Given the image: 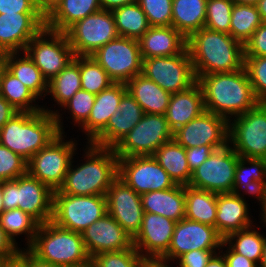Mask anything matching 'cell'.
<instances>
[{"label":"cell","instance_id":"obj_56","mask_svg":"<svg viewBox=\"0 0 266 267\" xmlns=\"http://www.w3.org/2000/svg\"><path fill=\"white\" fill-rule=\"evenodd\" d=\"M18 111L0 95V129L10 120Z\"/></svg>","mask_w":266,"mask_h":267},{"label":"cell","instance_id":"obj_22","mask_svg":"<svg viewBox=\"0 0 266 267\" xmlns=\"http://www.w3.org/2000/svg\"><path fill=\"white\" fill-rule=\"evenodd\" d=\"M177 222L144 212L140 230L132 239L134 248L144 257H162L169 249Z\"/></svg>","mask_w":266,"mask_h":267},{"label":"cell","instance_id":"obj_55","mask_svg":"<svg viewBox=\"0 0 266 267\" xmlns=\"http://www.w3.org/2000/svg\"><path fill=\"white\" fill-rule=\"evenodd\" d=\"M2 267H28V249L23 246L14 256L6 258Z\"/></svg>","mask_w":266,"mask_h":267},{"label":"cell","instance_id":"obj_39","mask_svg":"<svg viewBox=\"0 0 266 267\" xmlns=\"http://www.w3.org/2000/svg\"><path fill=\"white\" fill-rule=\"evenodd\" d=\"M0 226L11 240L19 246L22 245L18 244L16 239L24 236V246L27 249L32 244L40 223L30 214L16 208L2 211L0 214Z\"/></svg>","mask_w":266,"mask_h":267},{"label":"cell","instance_id":"obj_50","mask_svg":"<svg viewBox=\"0 0 266 267\" xmlns=\"http://www.w3.org/2000/svg\"><path fill=\"white\" fill-rule=\"evenodd\" d=\"M245 56H266V22L254 31L244 44Z\"/></svg>","mask_w":266,"mask_h":267},{"label":"cell","instance_id":"obj_60","mask_svg":"<svg viewBox=\"0 0 266 267\" xmlns=\"http://www.w3.org/2000/svg\"><path fill=\"white\" fill-rule=\"evenodd\" d=\"M28 267H59V266L38 259L28 250Z\"/></svg>","mask_w":266,"mask_h":267},{"label":"cell","instance_id":"obj_1","mask_svg":"<svg viewBox=\"0 0 266 267\" xmlns=\"http://www.w3.org/2000/svg\"><path fill=\"white\" fill-rule=\"evenodd\" d=\"M82 146L85 147L82 149L83 154L80 153L83 159L73 156L59 191L70 195L105 196L118 177V157L114 148L98 147L90 143Z\"/></svg>","mask_w":266,"mask_h":267},{"label":"cell","instance_id":"obj_29","mask_svg":"<svg viewBox=\"0 0 266 267\" xmlns=\"http://www.w3.org/2000/svg\"><path fill=\"white\" fill-rule=\"evenodd\" d=\"M144 212L164 216L175 222L185 218V186L156 190L140 195Z\"/></svg>","mask_w":266,"mask_h":267},{"label":"cell","instance_id":"obj_13","mask_svg":"<svg viewBox=\"0 0 266 267\" xmlns=\"http://www.w3.org/2000/svg\"><path fill=\"white\" fill-rule=\"evenodd\" d=\"M65 33L75 56H91L119 37L112 12L104 9L77 21Z\"/></svg>","mask_w":266,"mask_h":267},{"label":"cell","instance_id":"obj_40","mask_svg":"<svg viewBox=\"0 0 266 267\" xmlns=\"http://www.w3.org/2000/svg\"><path fill=\"white\" fill-rule=\"evenodd\" d=\"M111 12L120 37L139 40L151 27L138 2L123 5Z\"/></svg>","mask_w":266,"mask_h":267},{"label":"cell","instance_id":"obj_26","mask_svg":"<svg viewBox=\"0 0 266 267\" xmlns=\"http://www.w3.org/2000/svg\"><path fill=\"white\" fill-rule=\"evenodd\" d=\"M138 41L142 59L175 56L186 48L187 43L173 26H151Z\"/></svg>","mask_w":266,"mask_h":267},{"label":"cell","instance_id":"obj_2","mask_svg":"<svg viewBox=\"0 0 266 267\" xmlns=\"http://www.w3.org/2000/svg\"><path fill=\"white\" fill-rule=\"evenodd\" d=\"M186 47L196 79L201 75L229 73L244 68V44L227 33L203 27L187 38Z\"/></svg>","mask_w":266,"mask_h":267},{"label":"cell","instance_id":"obj_20","mask_svg":"<svg viewBox=\"0 0 266 267\" xmlns=\"http://www.w3.org/2000/svg\"><path fill=\"white\" fill-rule=\"evenodd\" d=\"M44 27L45 16L42 13L0 14V55L24 52Z\"/></svg>","mask_w":266,"mask_h":267},{"label":"cell","instance_id":"obj_52","mask_svg":"<svg viewBox=\"0 0 266 267\" xmlns=\"http://www.w3.org/2000/svg\"><path fill=\"white\" fill-rule=\"evenodd\" d=\"M226 145H202L186 149V158L191 172L200 166L213 152V150L225 147Z\"/></svg>","mask_w":266,"mask_h":267},{"label":"cell","instance_id":"obj_34","mask_svg":"<svg viewBox=\"0 0 266 267\" xmlns=\"http://www.w3.org/2000/svg\"><path fill=\"white\" fill-rule=\"evenodd\" d=\"M207 0H173L172 26L186 39L205 26Z\"/></svg>","mask_w":266,"mask_h":267},{"label":"cell","instance_id":"obj_38","mask_svg":"<svg viewBox=\"0 0 266 267\" xmlns=\"http://www.w3.org/2000/svg\"><path fill=\"white\" fill-rule=\"evenodd\" d=\"M250 226L240 231L230 233L224 238V242L236 253H239L258 266L262 259L266 234L259 231L260 225ZM262 233V234H261Z\"/></svg>","mask_w":266,"mask_h":267},{"label":"cell","instance_id":"obj_37","mask_svg":"<svg viewBox=\"0 0 266 267\" xmlns=\"http://www.w3.org/2000/svg\"><path fill=\"white\" fill-rule=\"evenodd\" d=\"M0 95L18 112L43 110V104H38L41 100L5 67L0 79Z\"/></svg>","mask_w":266,"mask_h":267},{"label":"cell","instance_id":"obj_48","mask_svg":"<svg viewBox=\"0 0 266 267\" xmlns=\"http://www.w3.org/2000/svg\"><path fill=\"white\" fill-rule=\"evenodd\" d=\"M27 173V161L0 144V181L14 180Z\"/></svg>","mask_w":266,"mask_h":267},{"label":"cell","instance_id":"obj_25","mask_svg":"<svg viewBox=\"0 0 266 267\" xmlns=\"http://www.w3.org/2000/svg\"><path fill=\"white\" fill-rule=\"evenodd\" d=\"M126 92L125 83H113L96 95L88 120L79 128L86 137L85 143H90L106 127Z\"/></svg>","mask_w":266,"mask_h":267},{"label":"cell","instance_id":"obj_42","mask_svg":"<svg viewBox=\"0 0 266 267\" xmlns=\"http://www.w3.org/2000/svg\"><path fill=\"white\" fill-rule=\"evenodd\" d=\"M262 22L256 5L234 4L230 19V35L245 44Z\"/></svg>","mask_w":266,"mask_h":267},{"label":"cell","instance_id":"obj_28","mask_svg":"<svg viewBox=\"0 0 266 267\" xmlns=\"http://www.w3.org/2000/svg\"><path fill=\"white\" fill-rule=\"evenodd\" d=\"M204 111L203 91L196 82L187 90L171 94L165 117L174 132Z\"/></svg>","mask_w":266,"mask_h":267},{"label":"cell","instance_id":"obj_27","mask_svg":"<svg viewBox=\"0 0 266 267\" xmlns=\"http://www.w3.org/2000/svg\"><path fill=\"white\" fill-rule=\"evenodd\" d=\"M231 193L244 198L248 194L259 203L266 194V159L240 157Z\"/></svg>","mask_w":266,"mask_h":267},{"label":"cell","instance_id":"obj_16","mask_svg":"<svg viewBox=\"0 0 266 267\" xmlns=\"http://www.w3.org/2000/svg\"><path fill=\"white\" fill-rule=\"evenodd\" d=\"M118 177L140 195L176 185L153 156L118 158Z\"/></svg>","mask_w":266,"mask_h":267},{"label":"cell","instance_id":"obj_30","mask_svg":"<svg viewBox=\"0 0 266 267\" xmlns=\"http://www.w3.org/2000/svg\"><path fill=\"white\" fill-rule=\"evenodd\" d=\"M5 68L29 88L43 103L48 93V81L33 60L24 52L2 54Z\"/></svg>","mask_w":266,"mask_h":267},{"label":"cell","instance_id":"obj_36","mask_svg":"<svg viewBox=\"0 0 266 267\" xmlns=\"http://www.w3.org/2000/svg\"><path fill=\"white\" fill-rule=\"evenodd\" d=\"M217 193L185 186V218L215 227Z\"/></svg>","mask_w":266,"mask_h":267},{"label":"cell","instance_id":"obj_3","mask_svg":"<svg viewBox=\"0 0 266 267\" xmlns=\"http://www.w3.org/2000/svg\"><path fill=\"white\" fill-rule=\"evenodd\" d=\"M197 82L203 91L205 110L228 121L260 103L245 68L229 73L201 75Z\"/></svg>","mask_w":266,"mask_h":267},{"label":"cell","instance_id":"obj_65","mask_svg":"<svg viewBox=\"0 0 266 267\" xmlns=\"http://www.w3.org/2000/svg\"><path fill=\"white\" fill-rule=\"evenodd\" d=\"M259 267H266V238H265V243L263 247L262 259L259 264Z\"/></svg>","mask_w":266,"mask_h":267},{"label":"cell","instance_id":"obj_59","mask_svg":"<svg viewBox=\"0 0 266 267\" xmlns=\"http://www.w3.org/2000/svg\"><path fill=\"white\" fill-rule=\"evenodd\" d=\"M62 0H36L41 13L46 16Z\"/></svg>","mask_w":266,"mask_h":267},{"label":"cell","instance_id":"obj_66","mask_svg":"<svg viewBox=\"0 0 266 267\" xmlns=\"http://www.w3.org/2000/svg\"><path fill=\"white\" fill-rule=\"evenodd\" d=\"M4 210L3 203H2V181H0V214Z\"/></svg>","mask_w":266,"mask_h":267},{"label":"cell","instance_id":"obj_43","mask_svg":"<svg viewBox=\"0 0 266 267\" xmlns=\"http://www.w3.org/2000/svg\"><path fill=\"white\" fill-rule=\"evenodd\" d=\"M81 87L95 95L110 87L114 81L92 56H79Z\"/></svg>","mask_w":266,"mask_h":267},{"label":"cell","instance_id":"obj_51","mask_svg":"<svg viewBox=\"0 0 266 267\" xmlns=\"http://www.w3.org/2000/svg\"><path fill=\"white\" fill-rule=\"evenodd\" d=\"M41 13L36 0H0V14Z\"/></svg>","mask_w":266,"mask_h":267},{"label":"cell","instance_id":"obj_15","mask_svg":"<svg viewBox=\"0 0 266 267\" xmlns=\"http://www.w3.org/2000/svg\"><path fill=\"white\" fill-rule=\"evenodd\" d=\"M239 158L240 156L229 144L213 150L209 157L192 172L188 185L217 194L231 193Z\"/></svg>","mask_w":266,"mask_h":267},{"label":"cell","instance_id":"obj_21","mask_svg":"<svg viewBox=\"0 0 266 267\" xmlns=\"http://www.w3.org/2000/svg\"><path fill=\"white\" fill-rule=\"evenodd\" d=\"M91 259L100 253L122 251L133 245V240L109 214L92 223L81 232Z\"/></svg>","mask_w":266,"mask_h":267},{"label":"cell","instance_id":"obj_67","mask_svg":"<svg viewBox=\"0 0 266 267\" xmlns=\"http://www.w3.org/2000/svg\"><path fill=\"white\" fill-rule=\"evenodd\" d=\"M4 67H5V64H4L3 56L0 55V79H1V75H2Z\"/></svg>","mask_w":266,"mask_h":267},{"label":"cell","instance_id":"obj_10","mask_svg":"<svg viewBox=\"0 0 266 267\" xmlns=\"http://www.w3.org/2000/svg\"><path fill=\"white\" fill-rule=\"evenodd\" d=\"M25 52L48 82L58 75L75 56L66 33L47 27L32 38Z\"/></svg>","mask_w":266,"mask_h":267},{"label":"cell","instance_id":"obj_41","mask_svg":"<svg viewBox=\"0 0 266 267\" xmlns=\"http://www.w3.org/2000/svg\"><path fill=\"white\" fill-rule=\"evenodd\" d=\"M96 95L89 93L86 90H78L73 97L68 100L61 108L56 112L55 119L58 131L60 134H66L64 124V118L70 120L68 121L73 124L74 127L80 128L87 120L91 113V109L95 102ZM63 109V110H62ZM61 111V112H60ZM63 111V112H62ZM64 113V114H63ZM70 116H66L67 114ZM65 115V117L63 116Z\"/></svg>","mask_w":266,"mask_h":267},{"label":"cell","instance_id":"obj_11","mask_svg":"<svg viewBox=\"0 0 266 267\" xmlns=\"http://www.w3.org/2000/svg\"><path fill=\"white\" fill-rule=\"evenodd\" d=\"M172 139L173 131L165 115L145 113L114 151L118 158L153 156L160 146Z\"/></svg>","mask_w":266,"mask_h":267},{"label":"cell","instance_id":"obj_24","mask_svg":"<svg viewBox=\"0 0 266 267\" xmlns=\"http://www.w3.org/2000/svg\"><path fill=\"white\" fill-rule=\"evenodd\" d=\"M248 202L246 198L233 193L217 194L215 228L223 238L230 233L253 226L254 222H257L252 216Z\"/></svg>","mask_w":266,"mask_h":267},{"label":"cell","instance_id":"obj_46","mask_svg":"<svg viewBox=\"0 0 266 267\" xmlns=\"http://www.w3.org/2000/svg\"><path fill=\"white\" fill-rule=\"evenodd\" d=\"M244 68L256 98L266 103V56H245Z\"/></svg>","mask_w":266,"mask_h":267},{"label":"cell","instance_id":"obj_44","mask_svg":"<svg viewBox=\"0 0 266 267\" xmlns=\"http://www.w3.org/2000/svg\"><path fill=\"white\" fill-rule=\"evenodd\" d=\"M232 0H207L205 28L230 35Z\"/></svg>","mask_w":266,"mask_h":267},{"label":"cell","instance_id":"obj_5","mask_svg":"<svg viewBox=\"0 0 266 267\" xmlns=\"http://www.w3.org/2000/svg\"><path fill=\"white\" fill-rule=\"evenodd\" d=\"M27 249L38 259L59 267L91 266L81 233L60 227L51 220L40 224Z\"/></svg>","mask_w":266,"mask_h":267},{"label":"cell","instance_id":"obj_9","mask_svg":"<svg viewBox=\"0 0 266 267\" xmlns=\"http://www.w3.org/2000/svg\"><path fill=\"white\" fill-rule=\"evenodd\" d=\"M228 144L240 157L266 159V103L229 120Z\"/></svg>","mask_w":266,"mask_h":267},{"label":"cell","instance_id":"obj_62","mask_svg":"<svg viewBox=\"0 0 266 267\" xmlns=\"http://www.w3.org/2000/svg\"><path fill=\"white\" fill-rule=\"evenodd\" d=\"M260 210H259V218L261 219L258 223L262 224V227H266V194L264 197L259 201Z\"/></svg>","mask_w":266,"mask_h":267},{"label":"cell","instance_id":"obj_54","mask_svg":"<svg viewBox=\"0 0 266 267\" xmlns=\"http://www.w3.org/2000/svg\"><path fill=\"white\" fill-rule=\"evenodd\" d=\"M22 247L15 244L0 226V255L9 258L18 253Z\"/></svg>","mask_w":266,"mask_h":267},{"label":"cell","instance_id":"obj_17","mask_svg":"<svg viewBox=\"0 0 266 267\" xmlns=\"http://www.w3.org/2000/svg\"><path fill=\"white\" fill-rule=\"evenodd\" d=\"M223 241L215 227L184 218L176 223L170 247L162 258L175 262L192 250H220Z\"/></svg>","mask_w":266,"mask_h":267},{"label":"cell","instance_id":"obj_33","mask_svg":"<svg viewBox=\"0 0 266 267\" xmlns=\"http://www.w3.org/2000/svg\"><path fill=\"white\" fill-rule=\"evenodd\" d=\"M126 87L144 113L165 115L171 93L163 90L157 83L142 74L130 79Z\"/></svg>","mask_w":266,"mask_h":267},{"label":"cell","instance_id":"obj_19","mask_svg":"<svg viewBox=\"0 0 266 267\" xmlns=\"http://www.w3.org/2000/svg\"><path fill=\"white\" fill-rule=\"evenodd\" d=\"M107 213H109L133 239L139 232L143 207L140 194L117 177L106 193Z\"/></svg>","mask_w":266,"mask_h":267},{"label":"cell","instance_id":"obj_4","mask_svg":"<svg viewBox=\"0 0 266 267\" xmlns=\"http://www.w3.org/2000/svg\"><path fill=\"white\" fill-rule=\"evenodd\" d=\"M59 134L54 114L18 112L0 129V144L28 161Z\"/></svg>","mask_w":266,"mask_h":267},{"label":"cell","instance_id":"obj_6","mask_svg":"<svg viewBox=\"0 0 266 267\" xmlns=\"http://www.w3.org/2000/svg\"><path fill=\"white\" fill-rule=\"evenodd\" d=\"M54 191L28 173L14 180L2 181L4 210L21 209L40 224L52 219Z\"/></svg>","mask_w":266,"mask_h":267},{"label":"cell","instance_id":"obj_53","mask_svg":"<svg viewBox=\"0 0 266 267\" xmlns=\"http://www.w3.org/2000/svg\"><path fill=\"white\" fill-rule=\"evenodd\" d=\"M219 252L223 255L227 267H259L247 257L233 251L224 241Z\"/></svg>","mask_w":266,"mask_h":267},{"label":"cell","instance_id":"obj_47","mask_svg":"<svg viewBox=\"0 0 266 267\" xmlns=\"http://www.w3.org/2000/svg\"><path fill=\"white\" fill-rule=\"evenodd\" d=\"M150 26H172L173 0H137Z\"/></svg>","mask_w":266,"mask_h":267},{"label":"cell","instance_id":"obj_64","mask_svg":"<svg viewBox=\"0 0 266 267\" xmlns=\"http://www.w3.org/2000/svg\"><path fill=\"white\" fill-rule=\"evenodd\" d=\"M234 4L256 5L259 0H232Z\"/></svg>","mask_w":266,"mask_h":267},{"label":"cell","instance_id":"obj_7","mask_svg":"<svg viewBox=\"0 0 266 267\" xmlns=\"http://www.w3.org/2000/svg\"><path fill=\"white\" fill-rule=\"evenodd\" d=\"M66 138L69 139L65 134H59L27 161V173L53 191L63 185L73 156L79 154L77 149L81 138Z\"/></svg>","mask_w":266,"mask_h":267},{"label":"cell","instance_id":"obj_14","mask_svg":"<svg viewBox=\"0 0 266 267\" xmlns=\"http://www.w3.org/2000/svg\"><path fill=\"white\" fill-rule=\"evenodd\" d=\"M114 83H127L141 74L142 56L139 41L118 37L91 55Z\"/></svg>","mask_w":266,"mask_h":267},{"label":"cell","instance_id":"obj_61","mask_svg":"<svg viewBox=\"0 0 266 267\" xmlns=\"http://www.w3.org/2000/svg\"><path fill=\"white\" fill-rule=\"evenodd\" d=\"M205 267H227V265L223 255L218 252L211 257Z\"/></svg>","mask_w":266,"mask_h":267},{"label":"cell","instance_id":"obj_45","mask_svg":"<svg viewBox=\"0 0 266 267\" xmlns=\"http://www.w3.org/2000/svg\"><path fill=\"white\" fill-rule=\"evenodd\" d=\"M143 257L132 245L122 251L104 252L91 259V267H141Z\"/></svg>","mask_w":266,"mask_h":267},{"label":"cell","instance_id":"obj_23","mask_svg":"<svg viewBox=\"0 0 266 267\" xmlns=\"http://www.w3.org/2000/svg\"><path fill=\"white\" fill-rule=\"evenodd\" d=\"M141 106L127 91L117 111L111 116L106 127L90 142L98 147L114 148L144 115Z\"/></svg>","mask_w":266,"mask_h":267},{"label":"cell","instance_id":"obj_68","mask_svg":"<svg viewBox=\"0 0 266 267\" xmlns=\"http://www.w3.org/2000/svg\"><path fill=\"white\" fill-rule=\"evenodd\" d=\"M6 258L0 255V267H2V263L4 262Z\"/></svg>","mask_w":266,"mask_h":267},{"label":"cell","instance_id":"obj_32","mask_svg":"<svg viewBox=\"0 0 266 267\" xmlns=\"http://www.w3.org/2000/svg\"><path fill=\"white\" fill-rule=\"evenodd\" d=\"M101 9L100 0H62L45 16V27L65 33L77 21Z\"/></svg>","mask_w":266,"mask_h":267},{"label":"cell","instance_id":"obj_8","mask_svg":"<svg viewBox=\"0 0 266 267\" xmlns=\"http://www.w3.org/2000/svg\"><path fill=\"white\" fill-rule=\"evenodd\" d=\"M105 214L106 196L70 195L54 191L51 221L60 227L81 233Z\"/></svg>","mask_w":266,"mask_h":267},{"label":"cell","instance_id":"obj_49","mask_svg":"<svg viewBox=\"0 0 266 267\" xmlns=\"http://www.w3.org/2000/svg\"><path fill=\"white\" fill-rule=\"evenodd\" d=\"M220 250H192L181 255L174 264L177 267H205L211 257Z\"/></svg>","mask_w":266,"mask_h":267},{"label":"cell","instance_id":"obj_58","mask_svg":"<svg viewBox=\"0 0 266 267\" xmlns=\"http://www.w3.org/2000/svg\"><path fill=\"white\" fill-rule=\"evenodd\" d=\"M135 2H137V0H100L101 8L107 11H112L115 8Z\"/></svg>","mask_w":266,"mask_h":267},{"label":"cell","instance_id":"obj_35","mask_svg":"<svg viewBox=\"0 0 266 267\" xmlns=\"http://www.w3.org/2000/svg\"><path fill=\"white\" fill-rule=\"evenodd\" d=\"M153 157L166 170L175 184L184 186L189 184L192 172L188 166L186 149L174 139L160 146Z\"/></svg>","mask_w":266,"mask_h":267},{"label":"cell","instance_id":"obj_18","mask_svg":"<svg viewBox=\"0 0 266 267\" xmlns=\"http://www.w3.org/2000/svg\"><path fill=\"white\" fill-rule=\"evenodd\" d=\"M229 121L209 111L202 112L173 132V139L185 149L202 145H227Z\"/></svg>","mask_w":266,"mask_h":267},{"label":"cell","instance_id":"obj_31","mask_svg":"<svg viewBox=\"0 0 266 267\" xmlns=\"http://www.w3.org/2000/svg\"><path fill=\"white\" fill-rule=\"evenodd\" d=\"M80 89H82V87L79 56H74V59L58 75L48 82L47 96L51 97L46 98L52 101V105H48L51 106L48 107L47 102L45 106L43 103V110L49 114H56V112H58V110H60V108Z\"/></svg>","mask_w":266,"mask_h":267},{"label":"cell","instance_id":"obj_57","mask_svg":"<svg viewBox=\"0 0 266 267\" xmlns=\"http://www.w3.org/2000/svg\"><path fill=\"white\" fill-rule=\"evenodd\" d=\"M170 263H172V261L162 257H144L141 267H176L173 263Z\"/></svg>","mask_w":266,"mask_h":267},{"label":"cell","instance_id":"obj_63","mask_svg":"<svg viewBox=\"0 0 266 267\" xmlns=\"http://www.w3.org/2000/svg\"><path fill=\"white\" fill-rule=\"evenodd\" d=\"M257 10L259 11L261 20L266 22V0H259L256 4Z\"/></svg>","mask_w":266,"mask_h":267},{"label":"cell","instance_id":"obj_12","mask_svg":"<svg viewBox=\"0 0 266 267\" xmlns=\"http://www.w3.org/2000/svg\"><path fill=\"white\" fill-rule=\"evenodd\" d=\"M141 74L171 94L187 90L197 82L187 47L175 56L143 59Z\"/></svg>","mask_w":266,"mask_h":267}]
</instances>
